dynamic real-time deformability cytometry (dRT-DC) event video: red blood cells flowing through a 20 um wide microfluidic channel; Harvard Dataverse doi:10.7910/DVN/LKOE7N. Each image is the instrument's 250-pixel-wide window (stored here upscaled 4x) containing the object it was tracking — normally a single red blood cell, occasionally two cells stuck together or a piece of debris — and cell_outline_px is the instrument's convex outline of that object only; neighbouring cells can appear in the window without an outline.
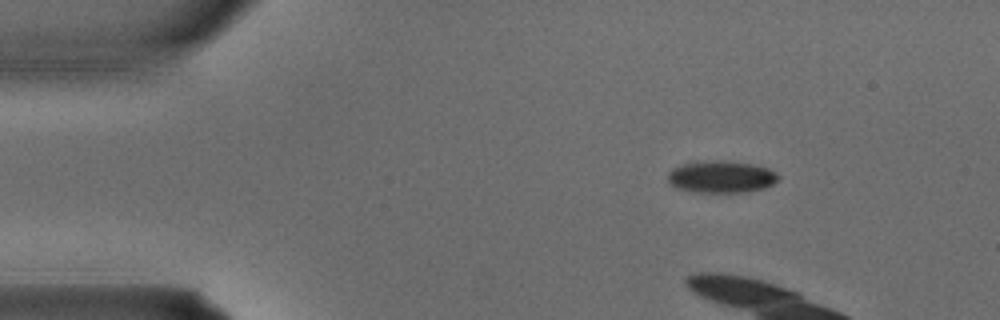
{"species": "common noctule bat (a hibernating species)", "species_latin": "Nyctalus noctula", "temperature_condition": "warm", "stored_images_in_passage": 2, "camera_frame_rate_fps": 3000, "um_per_image_px": 0.085, "animal": {"sex": "male", "body_mass_g": 15.6}, "frame": {"image": 1, "passage_image": 1, "time_ms": 0.0, "image_size_px": [1000, 320], "cell_outline_px": [[780, 176], [772, 184], [764, 188], [748, 192], [692, 192], [676, 188], [668, 180], [668, 172], [672, 168], [684, 164], [712, 160], [728, 160], [752, 164], [768, 168], [776, 172]], "centroid_in_image_um": [61.31, 15.03], "position_along_channel_um": 23.7, "area_um2": 20.69}}